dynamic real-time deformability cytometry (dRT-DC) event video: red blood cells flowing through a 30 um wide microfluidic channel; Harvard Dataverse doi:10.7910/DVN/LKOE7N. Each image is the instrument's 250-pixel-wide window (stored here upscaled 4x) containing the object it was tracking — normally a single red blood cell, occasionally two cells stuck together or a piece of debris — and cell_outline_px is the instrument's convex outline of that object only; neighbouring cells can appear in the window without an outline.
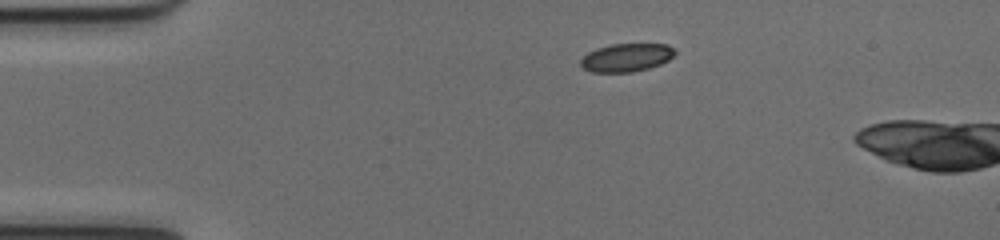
{"species": "common noctule bat (a hibernating species)", "species_latin": "Nyctalus noctula", "temperature_condition": "cold", "stored_images_in_passage": 5, "camera_frame_rate_fps": 3000, "um_per_image_px": 0.085, "animal": {"sex": "female", "body_mass_g": 17.0, "forearm_length_mm": 48.0}, "frame": {"image": 1, "passage_image": 1, "time_ms": 0.0, "image_size_px": [1000, 240], "cell_outline_px": [[676, 52], [668, 60], [660, 64], [648, 68], [632, 72], [592, 72], [584, 68], [580, 64], [580, 60], [588, 52], [596, 48], [612, 44], [668, 44], [676, 48]], "centroid_in_image_um": [53.26, 4.88], "position_along_channel_um": 31.7, "area_um2": 15.49}}